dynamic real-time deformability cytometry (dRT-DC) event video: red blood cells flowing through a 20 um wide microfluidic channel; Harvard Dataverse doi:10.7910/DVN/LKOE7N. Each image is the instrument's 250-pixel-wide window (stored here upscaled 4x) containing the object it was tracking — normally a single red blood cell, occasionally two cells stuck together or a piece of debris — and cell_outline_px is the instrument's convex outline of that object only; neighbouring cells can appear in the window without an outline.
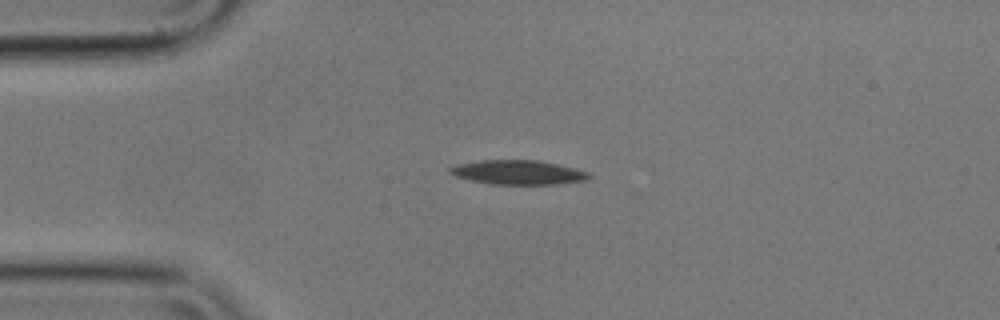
{"species": "common noctule bat (a hibernating species)", "species_latin": "Nyctalus noctula", "temperature_condition": "cold", "stored_images_in_passage": 3, "camera_frame_rate_fps": 3000, "um_per_image_px": 0.085, "animal": {"sex": "male", "body_mass_g": 17.9}, "frame": {"image": 1, "passage_image": 2, "time_ms": 0.333, "image_size_px": [1000, 320], "cell_outline_px": [[592, 176], [588, 180], [556, 184], [492, 184], [472, 180], [456, 176], [448, 172], [448, 168], [456, 164], [480, 160], [540, 160], [576, 168], [588, 172]], "centroid_in_image_um": [44.06, 14.64], "position_along_channel_um": 40.9, "area_um2": 19.77}}